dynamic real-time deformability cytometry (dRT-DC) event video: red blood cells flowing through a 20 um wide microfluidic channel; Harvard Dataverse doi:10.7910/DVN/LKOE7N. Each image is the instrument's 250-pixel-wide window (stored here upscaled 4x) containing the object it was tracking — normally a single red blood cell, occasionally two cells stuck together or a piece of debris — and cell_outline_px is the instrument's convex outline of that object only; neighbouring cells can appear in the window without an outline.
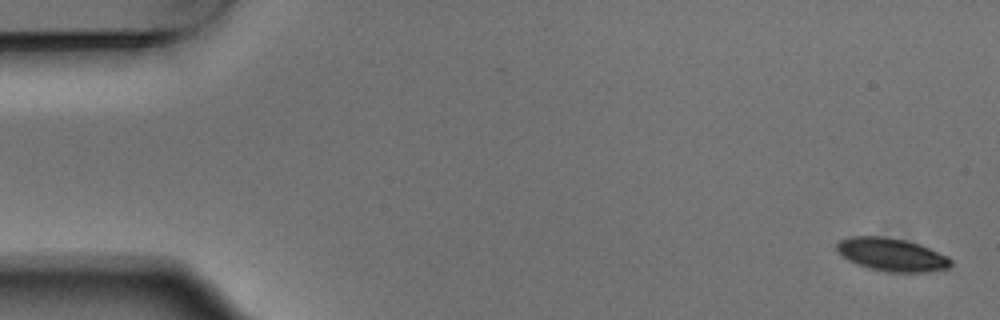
{"species": "Egyptian fruit bat (a non-hibernating species)", "species_latin": "Rousettus aegyptiacus", "temperature_condition": "warm", "stored_images_in_passage": 4, "camera_frame_rate_fps": 3000, "um_per_image_px": 0.085, "animal": {"sex": "male"}, "frame": {"image": 1, "passage_image": 1, "time_ms": 0.0, "image_size_px": [1000, 320], "cell_outline_px": [[952, 264], [948, 268], [924, 272], [888, 272], [868, 268], [856, 264], [848, 260], [836, 248], [836, 244], [840, 240], [852, 236], [888, 236], [920, 244], [948, 256], [952, 260]], "centroid_in_image_um": [75.81, 21.64], "position_along_channel_um": 9.2, "area_um2": 21.96}}
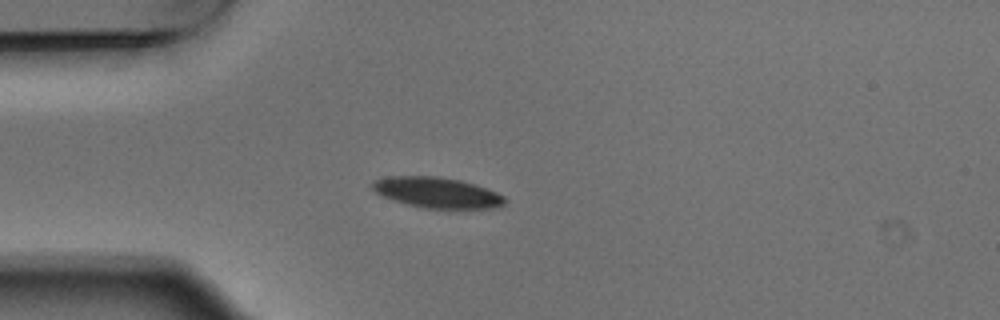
{"frame": {"image": 2, "passage_image": 4, "time_ms": 1.0, "image_size_px": [1000, 320], "cell_outline_px": [[504, 204], [496, 208], [424, 208], [392, 200], [380, 196], [372, 188], [372, 180], [388, 176], [436, 176], [460, 180], [476, 184], [496, 192], [504, 196]], "centroid_in_image_um": [37.11, 16.36], "position_along_channel_um": 47.9, "area_um2": 23.64}}